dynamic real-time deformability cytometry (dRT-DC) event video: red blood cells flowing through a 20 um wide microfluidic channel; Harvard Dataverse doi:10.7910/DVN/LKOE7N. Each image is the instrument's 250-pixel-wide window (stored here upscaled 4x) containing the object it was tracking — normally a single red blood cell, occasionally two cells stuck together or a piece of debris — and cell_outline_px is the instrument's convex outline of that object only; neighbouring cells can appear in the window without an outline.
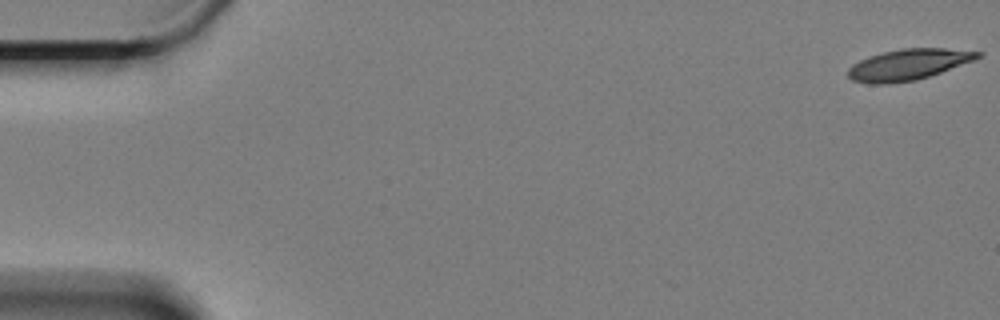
{"species": "Egyptian fruit bat (a non-hibernating species)", "species_latin": "Rousettus aegyptiacus", "temperature_condition": "cold", "stored_images_in_passage": 61, "camera_frame_rate_fps": 3000, "um_per_image_px": 0.085, "animal": {"sex": "female"}, "frame": {"image": 1, "passage_image": 1, "time_ms": 0.0, "image_size_px": [1000, 320], "cell_outline_px": [[984, 56], [940, 72], [916, 80], [884, 84], [868, 84], [852, 80], [848, 76], [848, 68], [852, 64], [868, 56], [900, 48], [944, 48], [984, 52]], "centroid_in_image_um": [77.19, 5.48], "position_along_channel_um": 7.8, "area_um2": 23.35}}
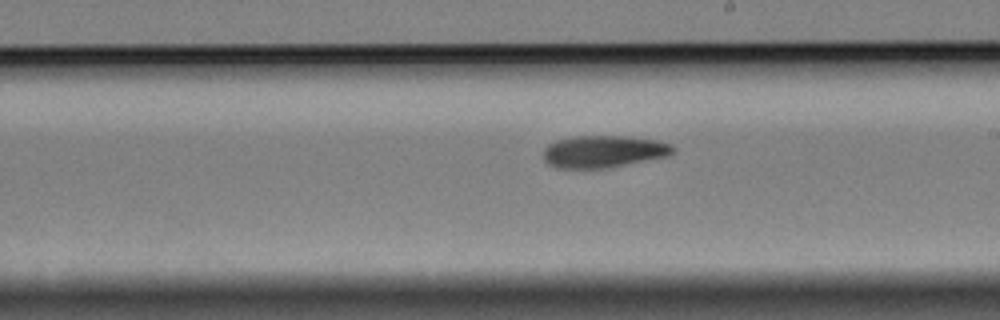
{"frame": {"image": 2, "passage_image": 35, "time_ms": 11.333, "image_size_px": [1000, 320], "cell_outline_px": [[676, 152], [668, 156], [608, 168], [556, 168], [548, 164], [544, 160], [544, 148], [548, 144], [556, 140], [572, 136], [632, 136], [656, 140], [672, 144], [676, 148]], "centroid_in_image_um": [51.33, 12.87], "position_along_channel_um": 237.7, "area_um2": 24.62}}
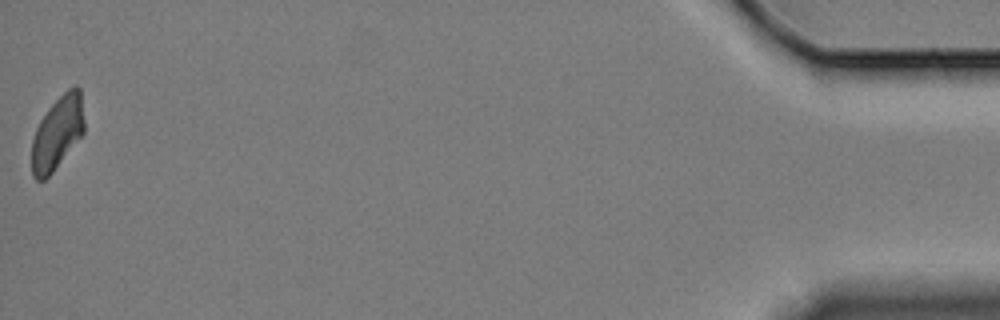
{"frame": {"image": 3, "passage_image": 61, "time_ms": 20.0, "image_size_px": [1000, 320], "cell_outline_px": [[84, 132], [52, 172], [44, 180], [36, 180], [32, 176], [32, 140], [36, 128], [40, 120], [48, 108], [72, 84], [76, 84], [80, 88], [84, 120]], "centroid_in_image_um": [4.87, 11.26], "position_along_channel_um": 430.3, "area_um2": 22.25}, "authors_computed_cell_mechanics": {"area_um2": 24.1026, "velocity_mm_per_s": 3.2815, "shape_relaxation_time_tau1_ms": 8.1901, "shape_relaxation_time_tau2_ms": null, "deformation_change_tau1": 0.1692, "deformation_change_tau2": null}}